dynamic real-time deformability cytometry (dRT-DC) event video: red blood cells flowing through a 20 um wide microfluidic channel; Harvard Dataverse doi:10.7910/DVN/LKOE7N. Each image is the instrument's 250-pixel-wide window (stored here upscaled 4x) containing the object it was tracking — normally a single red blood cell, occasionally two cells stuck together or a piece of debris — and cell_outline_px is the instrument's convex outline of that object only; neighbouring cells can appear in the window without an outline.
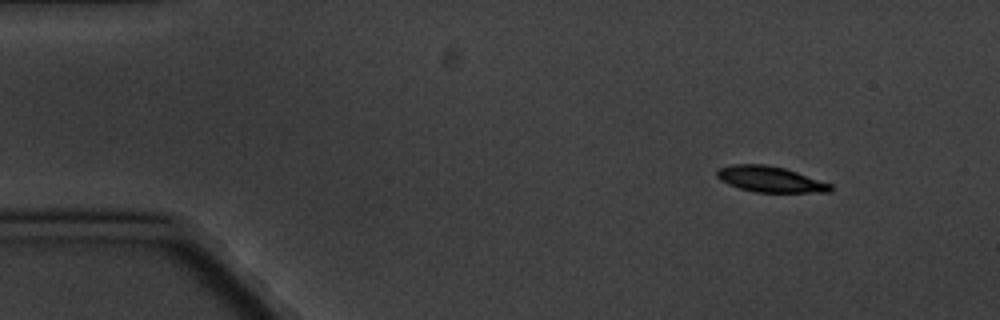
{"species": "common noctule bat (a hibernating species)", "species_latin": "Nyctalus noctula", "temperature_condition": "cold", "stored_images_in_passage": 4, "camera_frame_rate_fps": 3000, "um_per_image_px": 0.085, "animal": {"sex": "male", "body_mass_g": 20.1, "forearm_length_mm": 53.5}, "frame": {"image": 1, "passage_image": 1, "time_ms": 0.0, "image_size_px": [1000, 320], "cell_outline_px": [[832, 192], [756, 192], [740, 188], [728, 184], [720, 180], [716, 176], [716, 172], [720, 168], [732, 164], [764, 164], [784, 168], [832, 184]], "centroid_in_image_um": [65.46, 15.23], "position_along_channel_um": 19.5, "area_um2": 16.94}}
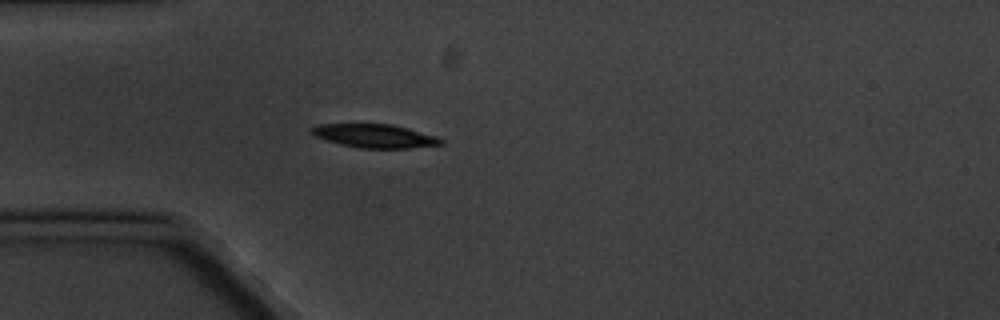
{"frame": {"image": 2, "passage_image": 4, "time_ms": 3.333, "image_size_px": [1000, 320], "cell_outline_px": [[444, 144], [412, 148], [360, 148], [340, 144], [312, 136], [308, 132], [308, 128], [316, 124], [392, 124], [408, 128], [436, 136], [444, 140]], "centroid_in_image_um": [31.79, 11.55], "position_along_channel_um": 53.2, "area_um2": 18.03}}